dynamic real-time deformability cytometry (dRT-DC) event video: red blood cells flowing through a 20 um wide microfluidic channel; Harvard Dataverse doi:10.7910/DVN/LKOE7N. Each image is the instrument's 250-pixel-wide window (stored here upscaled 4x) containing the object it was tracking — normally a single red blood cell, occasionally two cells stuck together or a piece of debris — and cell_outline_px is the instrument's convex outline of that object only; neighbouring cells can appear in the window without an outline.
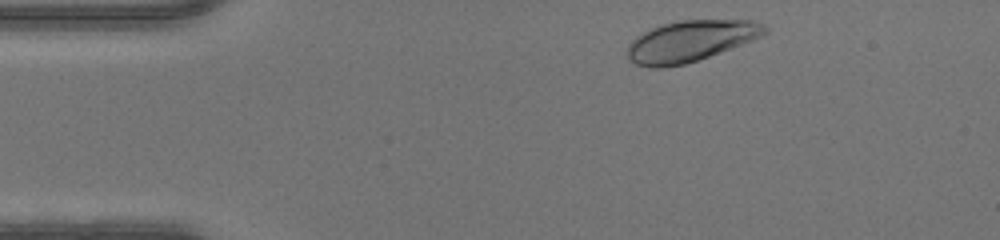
{"species": "human", "species_latin": "Homo sapiens", "temperature_condition": "warm", "stored_images_in_passage": 37, "camera_frame_rate_fps": 3000, "um_per_image_px": 0.085, "donor": {"sex": "male"}, "frame": {"image": 1, "passage_image": 2, "time_ms": 0.333, "image_size_px": [1000, 240], "cell_outline_px": [[768, 32], [752, 40], [708, 56], [684, 64], [660, 68], [652, 68], [636, 64], [628, 60], [624, 52], [628, 44], [636, 36], [660, 24], [680, 20], [752, 20], [764, 24], [768, 28]], "centroid_in_image_um": [58.63, 3.49], "position_along_channel_um": 26.4, "area_um2": 32.89}}
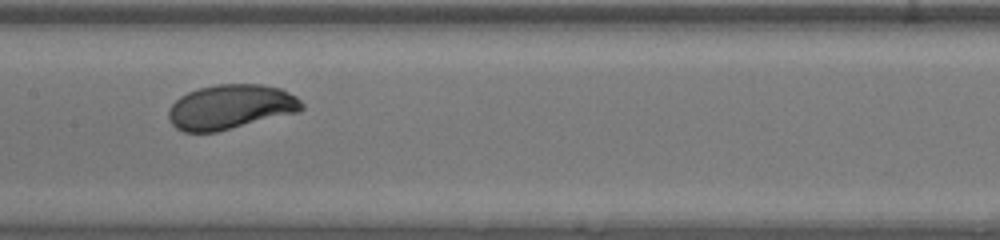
{"frame": {"image": 2, "passage_image": 18, "time_ms": 5.667, "image_size_px": [1000, 240], "cell_outline_px": [[304, 108], [300, 112], [216, 132], [184, 132], [176, 128], [168, 120], [168, 108], [180, 96], [188, 92], [200, 88], [216, 84], [260, 84], [280, 88], [296, 96], [304, 104]], "centroid_in_image_um": [19.61, 9.09], "position_along_channel_um": 187.8, "area_um2": 34.85}}
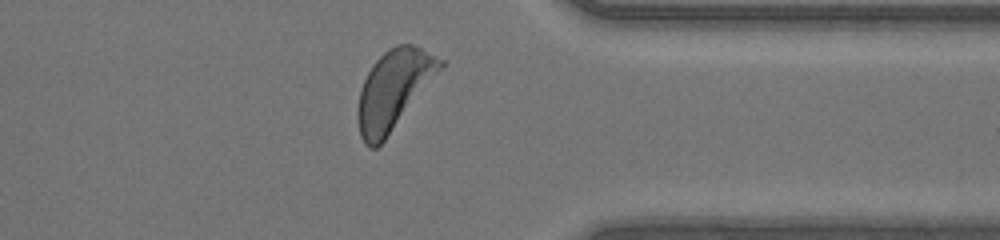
{"frame": {"image": 3, "passage_image": 32, "time_ms": 10.333, "image_size_px": [1000, 240], "cell_outline_px": [[444, 64], [384, 140], [376, 148], [368, 148], [364, 144], [360, 136], [356, 112], [360, 92], [364, 80], [372, 64], [388, 48], [396, 44], [412, 44], [444, 60]], "centroid_in_image_um": [33.4, 7.62], "position_along_channel_um": 378.0, "area_um2": 37.11}}